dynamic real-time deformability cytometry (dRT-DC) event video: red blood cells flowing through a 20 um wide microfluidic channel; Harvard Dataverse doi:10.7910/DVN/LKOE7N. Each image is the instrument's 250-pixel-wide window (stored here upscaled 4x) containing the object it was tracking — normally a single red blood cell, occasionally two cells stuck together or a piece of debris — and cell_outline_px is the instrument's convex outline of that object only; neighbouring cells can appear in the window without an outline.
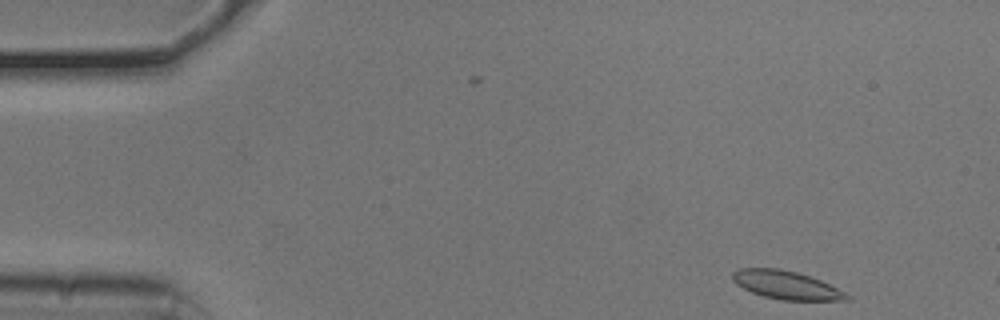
{"species": "common noctule bat (a hibernating species)", "species_latin": "Nyctalus noctula", "temperature_condition": "cold", "stored_images_in_passage": 9, "camera_frame_rate_fps": 3000, "um_per_image_px": 0.085, "animal": {"sex": "male", "body_mass_g": 20.5, "forearm_length_mm": 52.5}, "frame": {"image": 1, "passage_image": 1, "time_ms": 0.0, "image_size_px": [1000, 320], "cell_outline_px": [[848, 300], [780, 300], [764, 296], [752, 292], [736, 284], [732, 280], [732, 272], [740, 268], [780, 268], [796, 272], [820, 280], [844, 292], [848, 296]], "centroid_in_image_um": [66.77, 24.22], "position_along_channel_um": 18.2, "area_um2": 18.55}}